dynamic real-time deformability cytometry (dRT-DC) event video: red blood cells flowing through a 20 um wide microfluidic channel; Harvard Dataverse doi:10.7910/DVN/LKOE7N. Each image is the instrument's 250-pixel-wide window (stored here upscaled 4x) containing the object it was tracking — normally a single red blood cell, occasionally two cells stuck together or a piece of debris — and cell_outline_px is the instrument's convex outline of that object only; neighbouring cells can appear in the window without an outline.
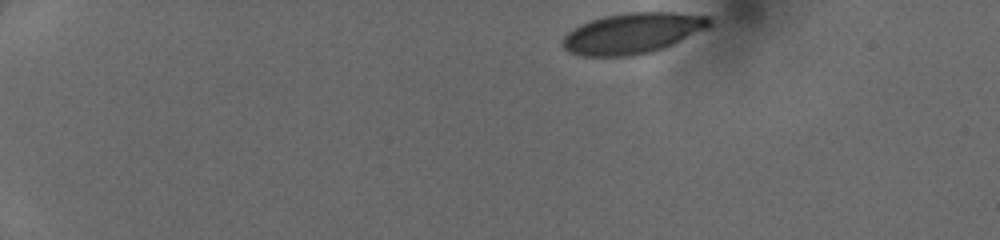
{"species": "human", "species_latin": "Homo sapiens", "temperature_condition": "cold", "stored_images_in_passage": 41, "camera_frame_rate_fps": 3000, "um_per_image_px": 0.085, "donor": {"sex": "female"}, "frame": {"image": 1, "passage_image": 1, "time_ms": 0.0, "image_size_px": [1000, 240], "cell_outline_px": [[712, 24], [708, 28], [664, 48], [652, 52], [632, 56], [584, 56], [568, 52], [564, 48], [564, 36], [572, 28], [580, 24], [604, 16], [624, 12], [676, 12], [708, 16], [712, 20]], "centroid_in_image_um": [53.79, 2.82], "position_along_channel_um": 31.2, "area_um2": 34.97}}
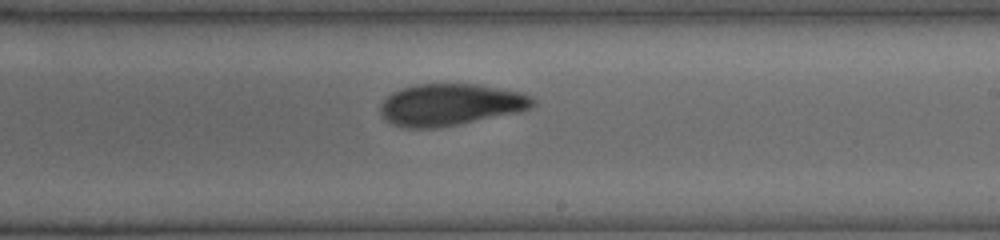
{"frame": {"image": 2, "passage_image": 24, "time_ms": 7.667, "image_size_px": [1000, 240], "cell_outline_px": [[536, 104], [532, 108], [524, 112], [436, 128], [408, 128], [392, 124], [380, 112], [380, 104], [392, 92], [400, 88], [416, 84], [476, 84], [520, 92], [532, 96], [536, 100]], "centroid_in_image_um": [38.34, 8.9], "position_along_channel_um": 250.7, "area_um2": 37.4}}
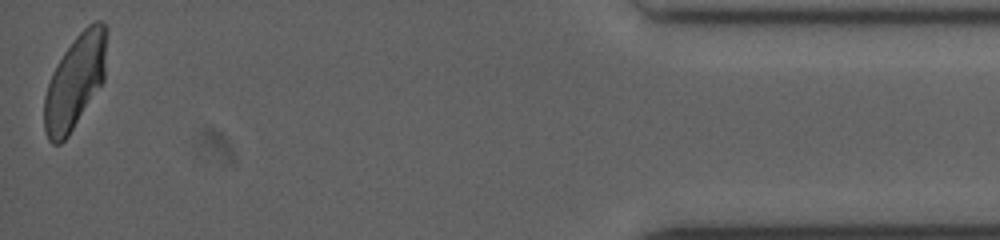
{"frame": {"image": 3, "passage_image": 41, "time_ms": 13.333, "image_size_px": [1000, 240], "cell_outline_px": [[108, 32], [104, 80], [68, 136], [60, 144], [52, 144], [48, 140], [44, 132], [44, 96], [52, 72], [64, 52], [72, 40], [88, 24], [96, 20], [100, 20], [108, 28]], "centroid_in_image_um": [6.38, 6.91], "position_along_channel_um": 428.8, "area_um2": 34.33}}